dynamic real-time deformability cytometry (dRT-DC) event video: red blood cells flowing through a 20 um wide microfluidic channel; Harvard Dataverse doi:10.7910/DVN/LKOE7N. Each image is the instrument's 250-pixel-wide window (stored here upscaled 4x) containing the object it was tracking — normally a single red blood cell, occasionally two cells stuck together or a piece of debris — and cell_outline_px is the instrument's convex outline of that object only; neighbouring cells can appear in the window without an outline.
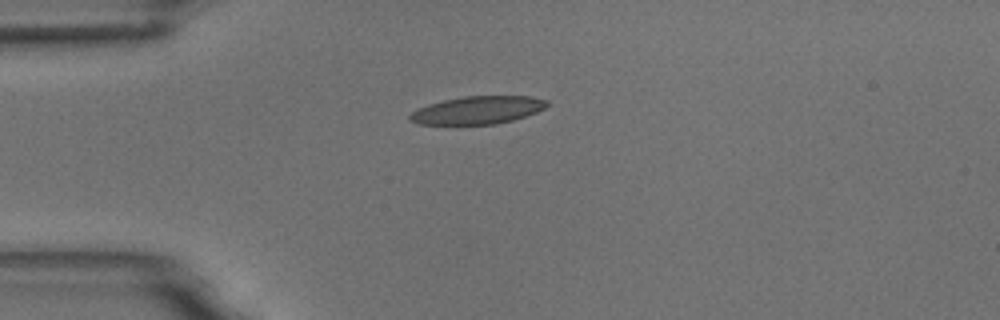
{"species": "common noctule bat (a hibernating species)", "species_latin": "Nyctalus noctula", "temperature_condition": "room temperature", "stored_images_in_passage": 2, "camera_frame_rate_fps": 3000, "um_per_image_px": 0.085, "animal": {"sex": "male", "body_mass_g": 18.8}, "frame": {"image": 1, "passage_image": 1, "time_ms": 0.0, "image_size_px": [1000, 320], "cell_outline_px": [[548, 104], [544, 108], [536, 112], [512, 120], [496, 124], [416, 124], [408, 120], [408, 116], [412, 112], [420, 108], [444, 100], [464, 96], [532, 96], [548, 100]], "centroid_in_image_um": [40.61, 9.36], "position_along_channel_um": 44.4, "area_um2": 22.02}}